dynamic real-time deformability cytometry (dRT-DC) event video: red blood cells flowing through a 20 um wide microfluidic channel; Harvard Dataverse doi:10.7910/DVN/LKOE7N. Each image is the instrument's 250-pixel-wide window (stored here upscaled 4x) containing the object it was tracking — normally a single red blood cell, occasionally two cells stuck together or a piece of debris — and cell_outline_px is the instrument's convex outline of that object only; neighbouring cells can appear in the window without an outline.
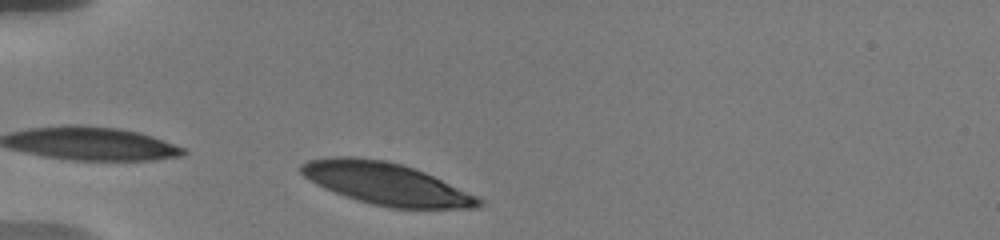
{"species": "human", "species_latin": "Homo sapiens", "temperature_condition": "warm", "stored_images_in_passage": 30, "camera_frame_rate_fps": 3000, "um_per_image_px": 0.085, "donor": {"sex": "male"}, "frame": {"image": 1, "passage_image": 3, "time_ms": 0.667, "image_size_px": [1000, 240], "cell_outline_px": [[484, 204], [480, 208], [392, 208], [372, 204], [344, 196], [304, 176], [300, 172], [300, 164], [308, 160], [332, 156], [352, 156], [384, 160], [400, 164], [424, 172], [476, 196], [484, 200]], "centroid_in_image_um": [32.84, 15.61], "position_along_channel_um": 52.2, "area_um2": 42.95}}
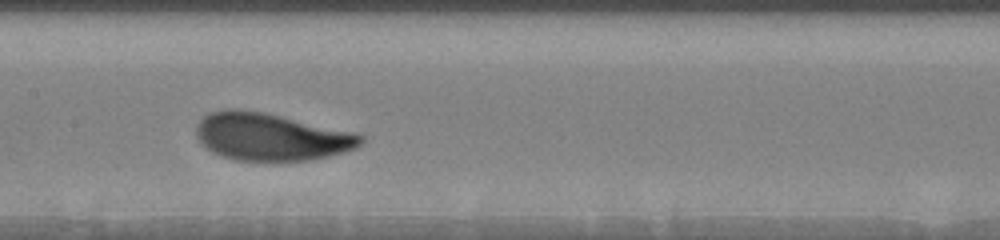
{"frame": {"image": 2, "passage_image": 14, "time_ms": 5.0, "image_size_px": [1000, 240], "cell_outline_px": [[364, 140], [356, 148], [328, 156], [308, 160], [236, 160], [212, 152], [200, 144], [196, 136], [196, 124], [208, 112], [224, 108], [236, 108], [264, 112], [352, 132], [364, 136]], "centroid_in_image_um": [22.96, 11.61], "position_along_channel_um": 184.4, "area_um2": 45.32}}
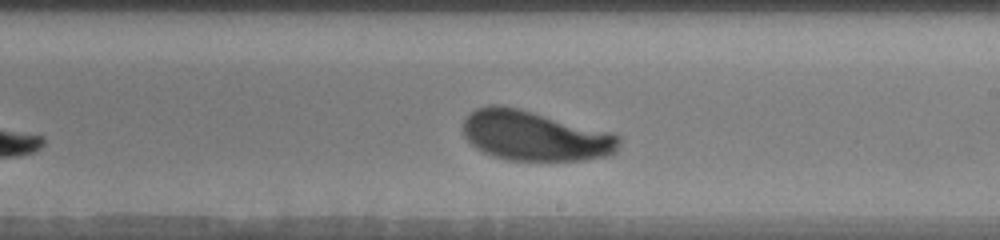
{"frame": {"image": 3, "passage_image": 21, "time_ms": 6.667, "image_size_px": [1000, 240], "cell_outline_px": [[620, 144], [616, 152], [612, 156], [584, 160], [508, 160], [492, 156], [476, 148], [464, 136], [464, 120], [476, 108], [488, 104], [500, 104], [520, 108], [608, 132], [620, 136]], "centroid_in_image_um": [45.46, 11.55], "position_along_channel_um": 243.5, "area_um2": 45.37}}